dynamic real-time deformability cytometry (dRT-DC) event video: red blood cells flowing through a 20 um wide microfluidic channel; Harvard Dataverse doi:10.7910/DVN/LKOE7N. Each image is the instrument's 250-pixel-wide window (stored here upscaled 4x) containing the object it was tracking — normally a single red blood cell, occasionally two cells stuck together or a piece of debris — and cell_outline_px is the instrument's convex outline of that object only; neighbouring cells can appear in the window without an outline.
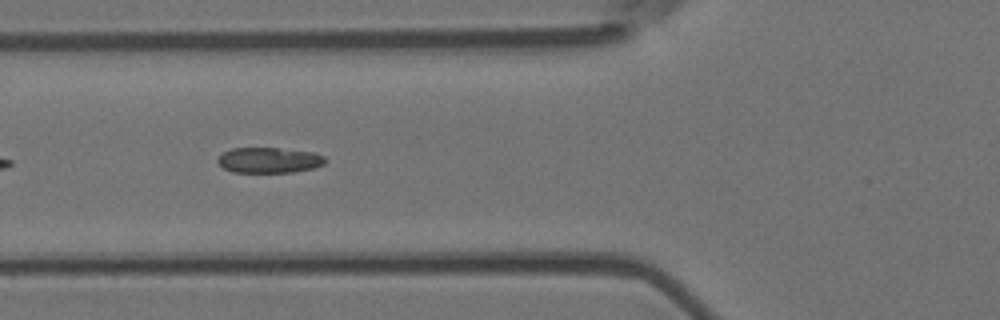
{"species": "Egyptian fruit bat (a non-hibernating species)", "species_latin": "Rousettus aegyptiacus", "temperature_condition": "room temperature", "stored_images_in_passage": 9, "segment_of_instrument_passage": [2, 2], "camera_frame_rate_fps": 3000, "um_per_image_px": 0.085, "animal": {"sex": "female"}, "frame": {"image": 1, "passage_image": 6, "time_ms": 1.667, "image_size_px": [1000, 320], "cell_outline_px": [[328, 160], [324, 164], [312, 168], [292, 172], [232, 172], [224, 168], [216, 160], [224, 152], [232, 148], [276, 148], [316, 152], [324, 156]], "centroid_in_image_um": [22.9, 13.61], "position_along_channel_um": 102.9, "area_um2": 15.95}}
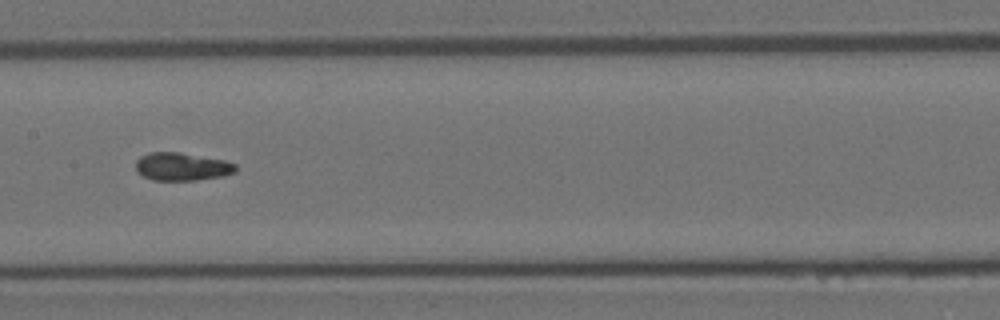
{"frame": {"image": 2, "passage_image": 8, "time_ms": 2.333, "image_size_px": [1000, 320], "cell_outline_px": [[236, 172], [224, 176], [196, 180], [152, 180], [136, 172], [136, 160], [140, 156], [148, 152], [180, 152], [224, 160], [236, 164]], "centroid_in_image_um": [15.45, 14.16], "position_along_channel_um": 191.9, "area_um2": 16.42}}
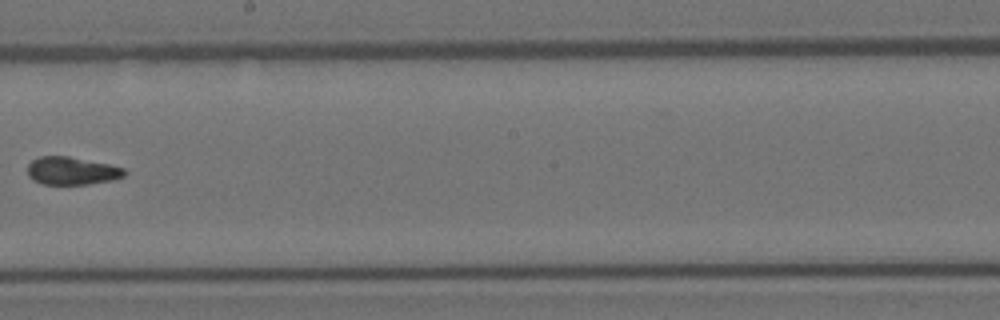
{"frame": {"image": 3, "passage_image": 9, "time_ms": 2.667, "image_size_px": [1000, 320], "cell_outline_px": [[128, 172], [124, 176], [116, 180], [88, 184], [44, 184], [32, 180], [28, 176], [28, 164], [32, 160], [40, 156], [68, 156], [108, 164], [124, 168]], "centroid_in_image_um": [6.12, 14.53], "position_along_channel_um": 242.1, "area_um2": 15.84}}